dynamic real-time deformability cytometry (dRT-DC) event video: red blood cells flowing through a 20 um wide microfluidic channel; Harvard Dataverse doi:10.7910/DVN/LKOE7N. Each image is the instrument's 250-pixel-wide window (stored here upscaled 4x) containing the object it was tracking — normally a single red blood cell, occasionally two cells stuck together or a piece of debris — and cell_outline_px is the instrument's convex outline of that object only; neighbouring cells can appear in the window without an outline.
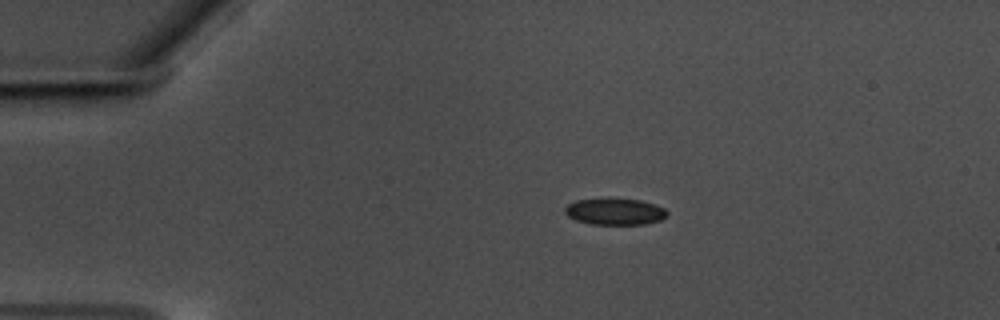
{"species": "common noctule bat (a hibernating species)", "species_latin": "Nyctalus noctula", "temperature_condition": "warm", "stored_images_in_passage": 47, "camera_frame_rate_fps": 3000, "um_per_image_px": 0.085, "animal": {"sex": "male", "body_mass_g": 17.5, "forearm_length_mm": 52.3}, "frame": {"image": 1, "passage_image": 1, "time_ms": 0.0, "image_size_px": [1000, 320], "cell_outline_px": [[668, 216], [660, 220], [644, 224], [592, 224], [576, 220], [568, 216], [564, 212], [564, 208], [568, 204], [576, 200], [608, 196], [640, 200], [656, 204], [664, 208], [668, 212]], "centroid_in_image_um": [52.26, 17.94], "position_along_channel_um": 32.7, "area_um2": 16.36}}
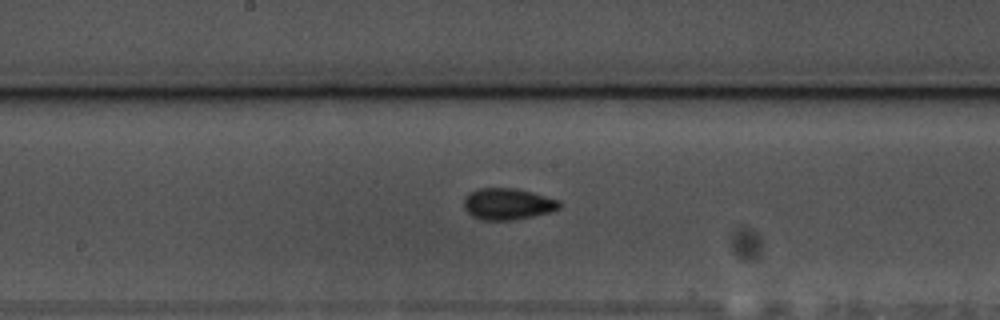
{"frame": {"image": 2, "passage_image": 20, "time_ms": 6.333, "image_size_px": [1000, 320], "cell_outline_px": [[564, 204], [560, 208], [552, 212], [512, 220], [480, 220], [472, 216], [464, 208], [464, 200], [468, 192], [480, 188], [516, 188], [560, 200]], "centroid_in_image_um": [43.18, 17.34], "position_along_channel_um": 205.0, "area_um2": 17.69}}
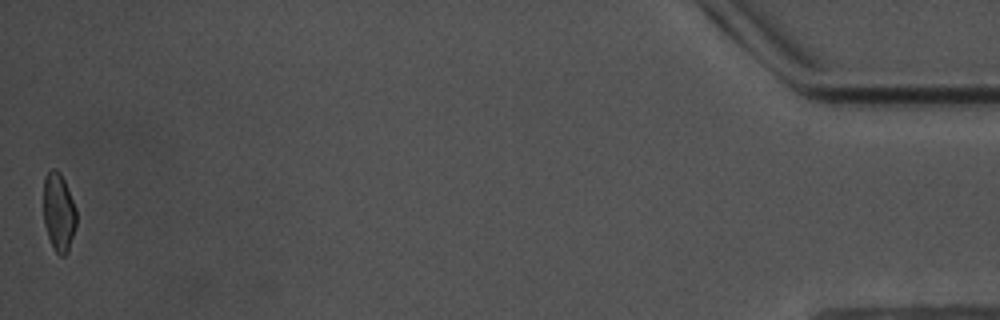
{"frame": {"image": 3, "passage_image": 47, "time_ms": 15.333, "image_size_px": [1000, 320], "cell_outline_px": [[76, 224], [68, 252], [64, 256], [60, 256], [56, 252], [48, 236], [44, 224], [44, 176], [52, 168], [56, 168], [60, 172], [64, 180], [76, 208]], "centroid_in_image_um": [4.99, 18.02], "position_along_channel_um": 430.2, "area_um2": 14.97}, "authors_computed_cell_mechanics": {"area_um2": 16.3574, "velocity_mm_per_s": 3.5365, "shape_relaxation_time_tau1_ms": 2.7645, "shape_relaxation_time_tau2_ms": 1.6036, "deformation_change_tau1": 0.1013, "deformation_change_tau2": 0.0775}}